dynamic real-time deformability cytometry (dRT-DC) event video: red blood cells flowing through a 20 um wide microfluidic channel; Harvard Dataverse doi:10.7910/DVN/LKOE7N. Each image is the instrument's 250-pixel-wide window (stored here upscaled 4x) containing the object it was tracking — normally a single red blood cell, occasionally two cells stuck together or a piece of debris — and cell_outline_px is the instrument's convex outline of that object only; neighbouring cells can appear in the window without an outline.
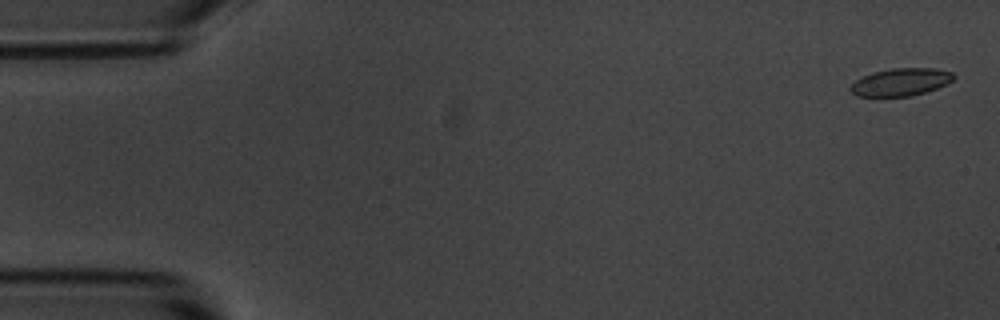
{"species": "common noctule bat (a hibernating species)", "species_latin": "Nyctalus noctula", "temperature_condition": "room temperature", "stored_images_in_passage": 56, "camera_frame_rate_fps": 3000, "um_per_image_px": 0.085, "animal": {"sex": "male", "body_mass_g": 20.1, "forearm_length_mm": 53.5}, "frame": {"image": 1, "passage_image": 2, "time_ms": 0.333, "image_size_px": [1000, 320], "cell_outline_px": [[956, 76], [952, 80], [936, 88], [912, 96], [856, 96], [848, 88], [856, 80], [872, 72], [892, 68], [936, 68], [952, 72]], "centroid_in_image_um": [76.55, 6.96], "position_along_channel_um": 8.4, "area_um2": 16.47}}
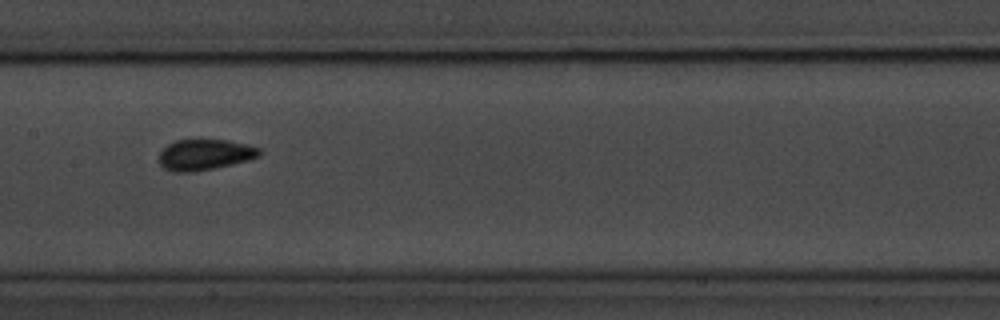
{"frame": {"image": 2, "passage_image": 28, "time_ms": 9.0, "image_size_px": [1000, 320], "cell_outline_px": [[260, 156], [248, 160], [232, 164], [192, 172], [172, 172], [164, 168], [156, 160], [160, 152], [168, 144], [176, 140], [228, 140], [248, 144], [260, 148]], "centroid_in_image_um": [17.38, 13.15], "position_along_channel_um": 190.0, "area_um2": 18.09}}
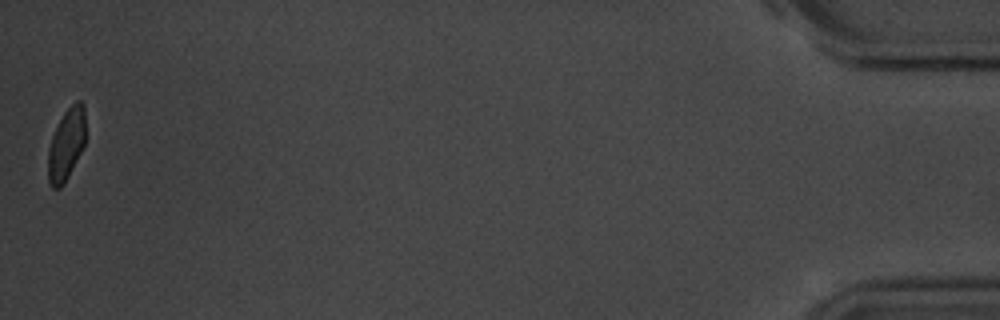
{"frame": {"image": 3, "passage_image": 56, "time_ms": 18.333, "image_size_px": [1000, 320], "cell_outline_px": [[84, 144], [64, 184], [60, 188], [52, 188], [48, 180], [48, 148], [52, 136], [64, 112], [76, 100], [80, 100], [84, 104]], "centroid_in_image_um": [5.62, 12.28], "position_along_channel_um": 429.6, "area_um2": 15.37}, "authors_computed_cell_mechanics": {"area_um2": 17.2822, "velocity_mm_per_s": 3.5924, "shape_relaxation_time_tau1_ms": 4.8086, "shape_relaxation_time_tau2_ms": null, "deformation_change_tau1": 0.1059, "deformation_change_tau2": null}}